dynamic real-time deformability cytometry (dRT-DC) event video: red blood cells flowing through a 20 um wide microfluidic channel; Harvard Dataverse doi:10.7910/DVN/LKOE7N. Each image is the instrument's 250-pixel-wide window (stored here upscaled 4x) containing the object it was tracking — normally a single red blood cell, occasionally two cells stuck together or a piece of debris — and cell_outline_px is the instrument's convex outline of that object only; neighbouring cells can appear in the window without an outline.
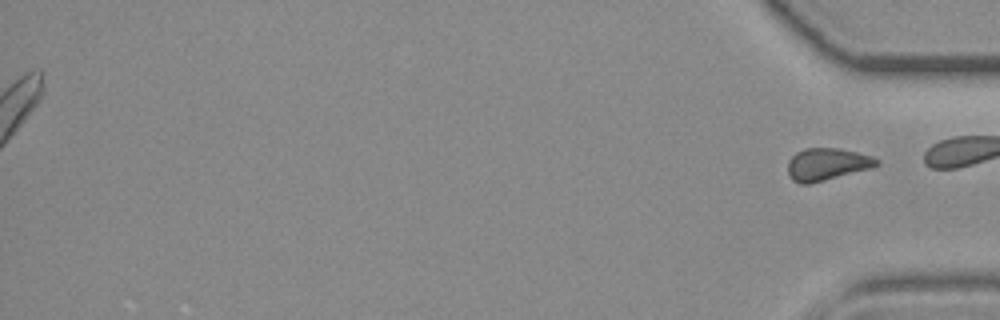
{"species": "common noctule bat (a hibernating species)", "species_latin": "Nyctalus noctula", "temperature_condition": "room temperature", "stored_images_in_passage": 41, "segment_of_instrument_passage": [2, 2], "camera_frame_rate_fps": 3000, "um_per_image_px": 0.085, "animal": {"sex": "female", "body_mass_g": 19.3, "forearm_length_mm": 54.1}, "frame": {"image": 1, "passage_image": 41, "time_ms": 13.333, "image_size_px": [1000, 320], "cell_outline_px": [[880, 164], [872, 168], [808, 184], [800, 184], [792, 180], [788, 172], [788, 160], [796, 152], [804, 148], [840, 148], [872, 156], [880, 160]], "centroid_in_image_um": [70.3, 13.95], "position_along_channel_um": 364.9, "area_um2": 16.76}}